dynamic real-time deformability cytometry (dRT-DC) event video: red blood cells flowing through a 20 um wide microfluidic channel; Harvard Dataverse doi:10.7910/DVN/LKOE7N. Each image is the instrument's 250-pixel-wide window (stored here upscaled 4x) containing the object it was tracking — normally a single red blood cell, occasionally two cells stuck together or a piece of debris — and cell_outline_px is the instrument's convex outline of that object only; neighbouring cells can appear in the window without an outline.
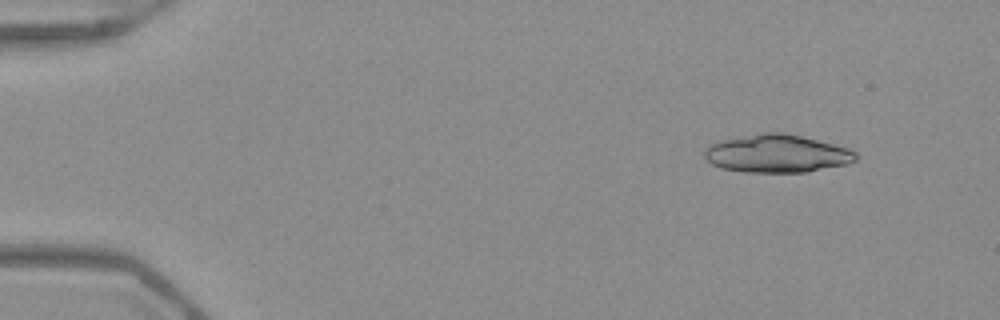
{"species": "Egyptian fruit bat (a non-hibernating species)", "species_latin": "Rousettus aegyptiacus", "temperature_condition": "warm", "stored_images_in_passage": 19, "camera_frame_rate_fps": 3000, "um_per_image_px": 0.085, "frame": {"image": 1, "passage_image": 6, "time_ms": 1.667, "image_size_px": [1000, 320], "cell_outline_px": [[856, 160], [848, 164], [808, 172], [744, 172], [720, 168], [712, 164], [704, 156], [704, 152], [708, 144], [720, 140], [760, 132], [784, 132], [848, 148], [856, 152]], "centroid_in_image_um": [66.01, 13.06], "position_along_channel_um": 19.0, "area_um2": 33.58}}